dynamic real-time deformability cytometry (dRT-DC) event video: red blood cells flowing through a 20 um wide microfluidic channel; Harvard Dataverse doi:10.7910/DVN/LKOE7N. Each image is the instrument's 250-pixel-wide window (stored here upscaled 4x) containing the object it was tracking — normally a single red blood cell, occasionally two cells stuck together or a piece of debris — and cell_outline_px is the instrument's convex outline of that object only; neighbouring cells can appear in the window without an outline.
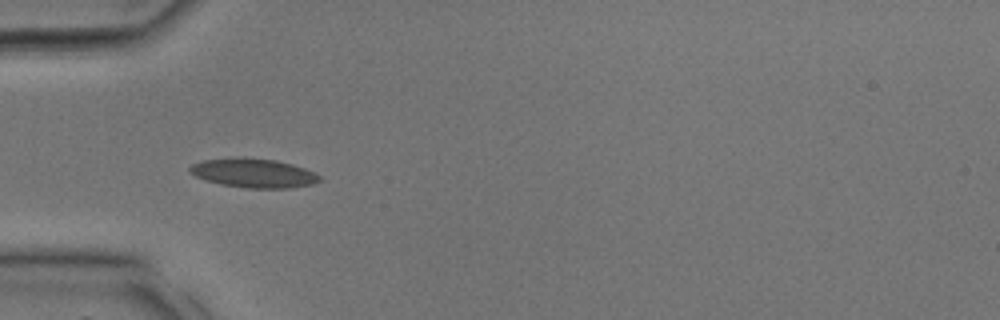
{"species": "common noctule bat (a hibernating species)", "species_latin": "Nyctalus noctula", "temperature_condition": "room temperature", "stored_images_in_passage": 24, "camera_frame_rate_fps": 3000, "um_per_image_px": 0.085, "animal": {"sex": "male", "body_mass_g": 17.9, "forearm_length_mm": 54.2}, "frame": {"image": 1, "passage_image": 4, "time_ms": 1.0, "image_size_px": [1000, 320], "cell_outline_px": [[324, 180], [312, 184], [292, 188], [244, 188], [220, 184], [196, 176], [188, 172], [188, 168], [192, 164], [204, 160], [236, 156], [244, 156], [276, 160], [292, 164], [316, 172]], "centroid_in_image_um": [21.58, 14.7], "position_along_channel_um": 63.4, "area_um2": 22.43}}
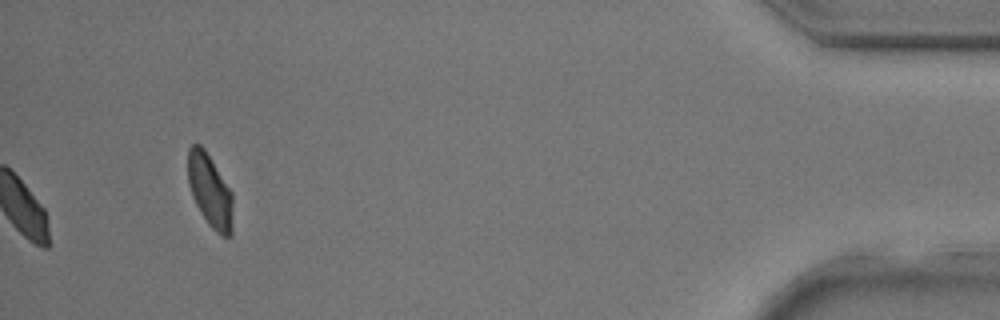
{"frame": {"image": 2, "passage_image": 24, "time_ms": 7.667, "image_size_px": [1000, 320], "cell_outline_px": [[232, 236], [220, 236], [208, 224], [200, 212], [192, 196], [188, 184], [188, 148], [192, 144], [200, 144], [204, 148], [232, 192]], "centroid_in_image_um": [17.84, 16.23], "position_along_channel_um": 417.4, "area_um2": 19.13}}